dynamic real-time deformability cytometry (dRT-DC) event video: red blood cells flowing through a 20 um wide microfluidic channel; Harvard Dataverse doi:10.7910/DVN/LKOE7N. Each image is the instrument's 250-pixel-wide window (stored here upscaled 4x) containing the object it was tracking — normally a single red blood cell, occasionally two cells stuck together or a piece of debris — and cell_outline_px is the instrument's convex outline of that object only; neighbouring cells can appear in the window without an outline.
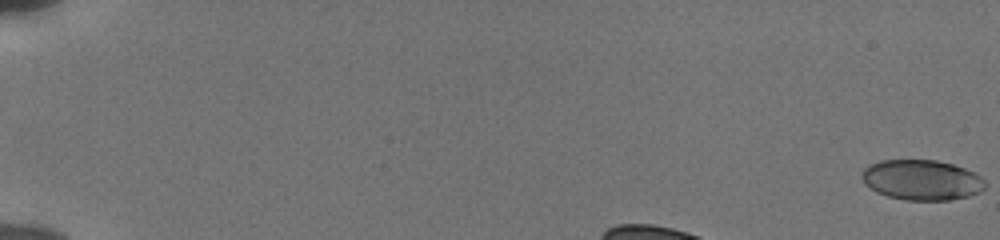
{"species": "human", "species_latin": "Homo sapiens", "temperature_condition": "cold", "stored_images_in_passage": 40, "camera_frame_rate_fps": 3000, "um_per_image_px": 0.085, "donor": {"sex": "male"}, "frame": {"image": 1, "passage_image": 1, "time_ms": 0.0, "image_size_px": [1000, 240], "cell_outline_px": [[984, 188], [980, 192], [968, 196], [948, 200], [904, 200], [888, 196], [876, 192], [864, 184], [860, 176], [860, 172], [868, 164], [880, 160], [936, 160], [952, 164], [964, 168], [980, 176], [984, 180]], "centroid_in_image_um": [78.28, 15.29], "position_along_channel_um": 6.7, "area_um2": 29.07}}
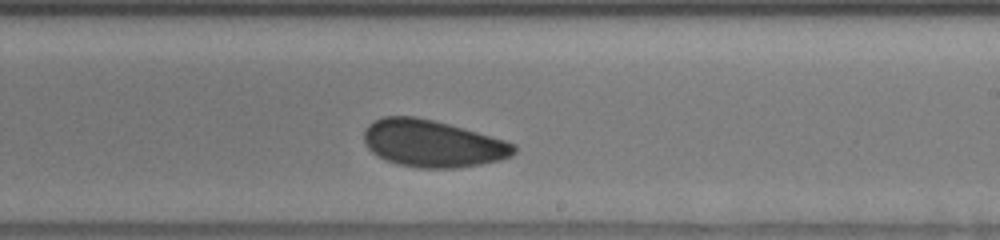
{"frame": {"image": 2, "passage_image": 27, "time_ms": 8.667, "image_size_px": [1000, 240], "cell_outline_px": [[516, 152], [512, 156], [500, 160], [480, 164], [456, 168], [420, 168], [396, 164], [384, 160], [372, 152], [368, 148], [364, 140], [364, 132], [368, 124], [384, 116], [416, 116], [464, 128], [504, 140], [516, 144]], "centroid_in_image_um": [36.76, 12.21], "position_along_channel_um": 252.2, "area_um2": 41.15}}
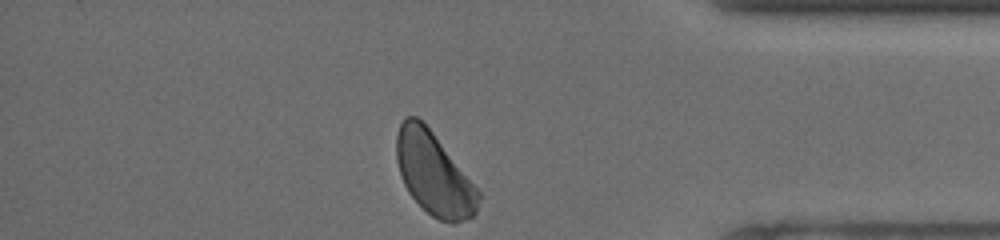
{"frame": {"image": 3, "passage_image": 40, "time_ms": 13.0, "image_size_px": [1000, 240], "cell_outline_px": [[480, 200], [476, 212], [472, 216], [452, 224], [440, 220], [432, 216], [408, 192], [404, 184], [396, 160], [396, 136], [400, 124], [404, 116], [416, 116], [432, 132], [480, 192]], "centroid_in_image_um": [36.86, 14.78], "position_along_channel_um": 398.3, "area_um2": 38.73}, "authors_computed_cell_mechanics": {"area_um2": 40.7779, "velocity_mm_per_s": 3.7873, "shape_relaxation_time_tau1_ms": 4.8846, "shape_relaxation_time_tau2_ms": 3.9272, "deformation_change_tau1": 0.0711, "deformation_change_tau2": 0.072}}